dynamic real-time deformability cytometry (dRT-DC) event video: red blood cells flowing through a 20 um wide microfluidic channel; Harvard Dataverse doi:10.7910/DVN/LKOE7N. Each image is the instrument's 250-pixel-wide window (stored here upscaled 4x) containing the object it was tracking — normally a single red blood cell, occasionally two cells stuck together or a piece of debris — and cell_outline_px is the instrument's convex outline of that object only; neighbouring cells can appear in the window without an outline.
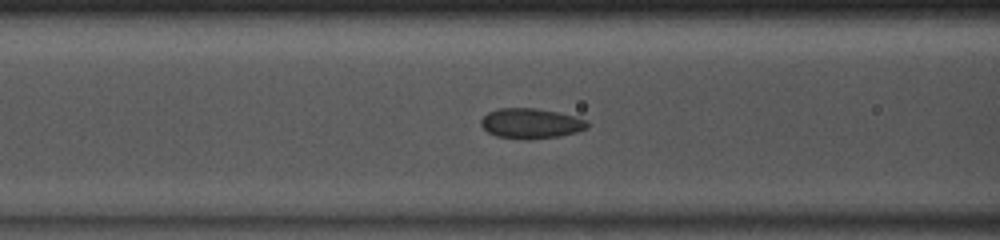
{"species": "common noctule bat (a hibernating species)", "species_latin": "Nyctalus noctula", "temperature_condition": "room temperature", "stored_images_in_passage": 40, "camera_frame_rate_fps": 3000, "um_per_image_px": 0.085, "animal": {"sex": "male", "body_mass_g": 13.0, "forearm_length_mm": 53.1}, "frame": {"image": 1, "passage_image": 11, "time_ms": 3.333, "image_size_px": [1000, 240], "cell_outline_px": [[588, 128], [576, 132], [560, 136], [528, 140], [496, 136], [488, 132], [480, 124], [480, 120], [488, 112], [496, 108], [536, 108], [556, 112], [588, 120]], "centroid_in_image_um": [45.11, 10.49], "position_along_channel_um": 121.5, "area_um2": 18.73}}
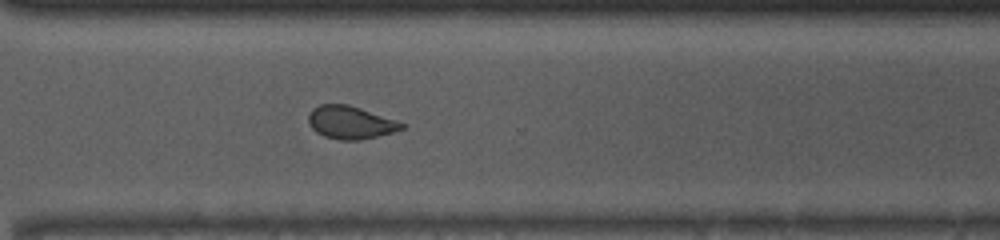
{"frame": {"image": 2, "passage_image": 27, "time_ms": 8.667, "image_size_px": [1000, 240], "cell_outline_px": [[404, 128], [392, 132], [360, 140], [340, 140], [324, 136], [316, 132], [308, 124], [308, 116], [312, 108], [320, 104], [348, 104], [396, 120], [404, 124]], "centroid_in_image_um": [29.74, 10.4], "position_along_channel_um": 340.9, "area_um2": 17.74}}
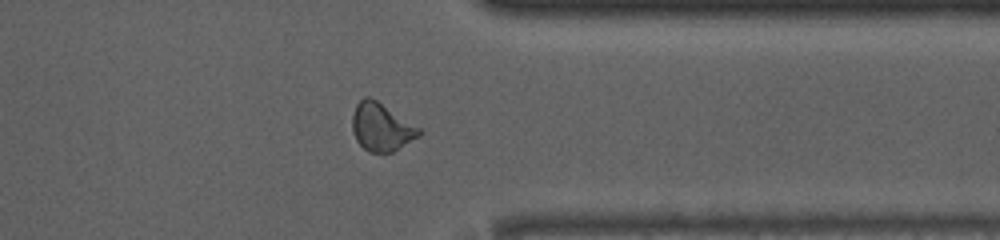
{"frame": {"image": 3, "passage_image": 30, "time_ms": 9.667, "image_size_px": [1000, 240], "cell_outline_px": [[424, 132], [420, 136], [392, 152], [368, 152], [356, 140], [352, 132], [352, 116], [356, 104], [364, 96], [368, 96], [376, 100], [420, 128]], "centroid_in_image_um": [32.41, 10.81], "position_along_channel_um": 379.0, "area_um2": 18.55}, "authors_computed_cell_mechanics": {"area_um2": 18.6694, "velocity_mm_per_s": 4.118, "shape_relaxation_time_tau1_ms": null, "shape_relaxation_time_tau2_ms": 1.4976, "deformation_change_tau1": null, "deformation_change_tau2": 0.0582}}